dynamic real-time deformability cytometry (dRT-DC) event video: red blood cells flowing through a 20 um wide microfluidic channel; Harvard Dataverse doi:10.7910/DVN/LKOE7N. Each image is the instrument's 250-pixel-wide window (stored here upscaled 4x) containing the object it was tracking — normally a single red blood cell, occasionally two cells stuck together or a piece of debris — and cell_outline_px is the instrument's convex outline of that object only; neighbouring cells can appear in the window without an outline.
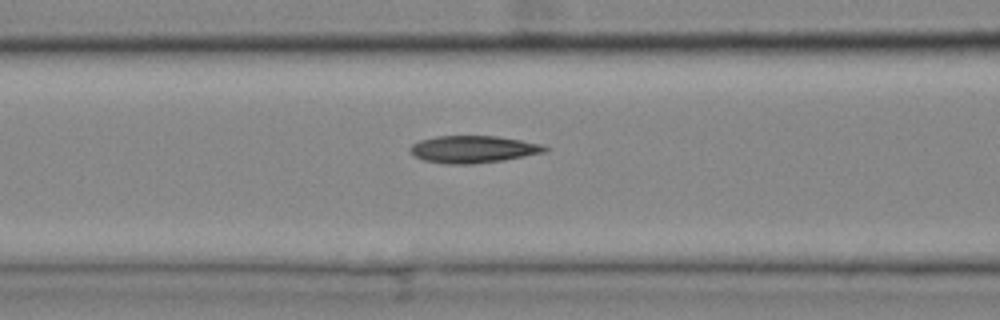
{"species": "common noctule bat (a hibernating species)", "species_latin": "Nyctalus noctula", "temperature_condition": "cold", "stored_images_in_passage": 18, "camera_frame_rate_fps": 3000, "um_per_image_px": 0.085, "animal": {"sex": "female", "body_mass_g": 25.1}, "frame": {"image": 1, "passage_image": 13, "time_ms": 4.0, "image_size_px": [1000, 320], "cell_outline_px": [[548, 152], [504, 160], [472, 164], [444, 164], [424, 160], [416, 156], [408, 148], [412, 144], [420, 140], [436, 136], [496, 136], [520, 140], [540, 144], [548, 148]], "centroid_in_image_um": [40.23, 12.69], "position_along_channel_um": 126.4, "area_um2": 21.33}}
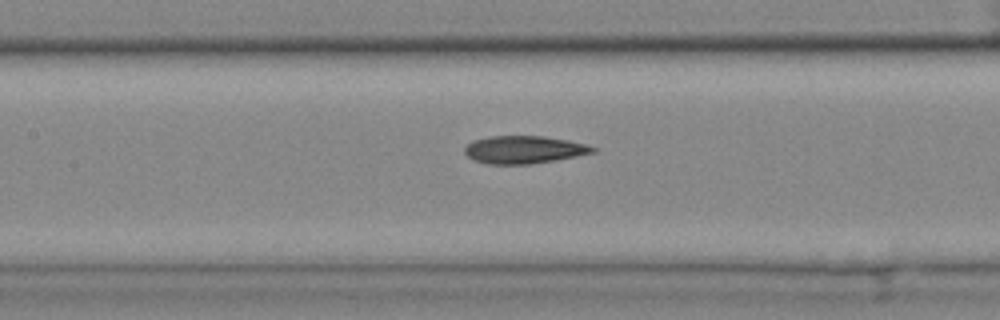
{"frame": {"image": 2, "passage_image": 16, "time_ms": 5.0, "image_size_px": [1000, 320], "cell_outline_px": [[596, 152], [556, 160], [528, 164], [488, 164], [472, 160], [464, 152], [464, 148], [472, 140], [488, 136], [544, 136], [568, 140], [588, 144], [596, 148]], "centroid_in_image_um": [44.53, 12.72], "position_along_channel_um": 162.9, "area_um2": 20.81}}